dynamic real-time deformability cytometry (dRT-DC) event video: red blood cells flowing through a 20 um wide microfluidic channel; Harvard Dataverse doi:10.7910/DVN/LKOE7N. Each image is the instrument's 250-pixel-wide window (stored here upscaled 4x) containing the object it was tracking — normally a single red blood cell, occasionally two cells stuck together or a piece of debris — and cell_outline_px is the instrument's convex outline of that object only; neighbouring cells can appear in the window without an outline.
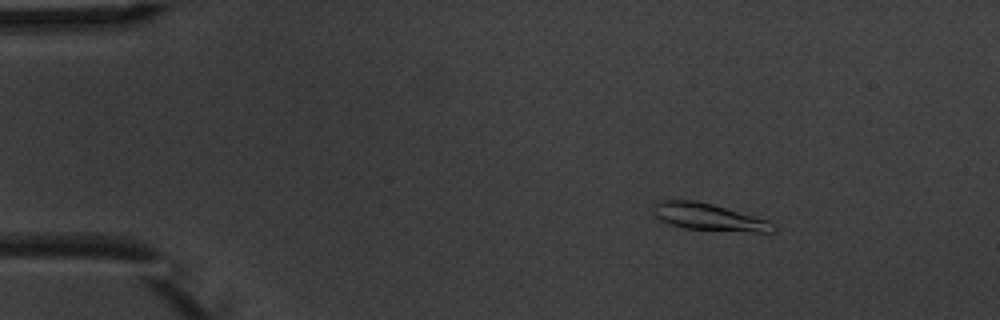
{"species": "common noctule bat (a hibernating species)", "species_latin": "Nyctalus noctula", "temperature_condition": "warm", "stored_images_in_passage": 5, "camera_frame_rate_fps": 3000, "um_per_image_px": 0.085, "animal": {"sex": "male", "body_mass_g": 20.1, "forearm_length_mm": 53.5}, "frame": {"image": 1, "passage_image": 3, "time_ms": 2.333, "image_size_px": [1000, 320], "cell_outline_px": [[776, 232], [752, 232], [684, 228], [668, 224], [660, 220], [656, 216], [652, 208], [652, 204], [656, 200], [696, 200], [712, 204], [768, 220], [776, 224]], "centroid_in_image_um": [60.22, 18.44], "position_along_channel_um": 24.8, "area_um2": 19.02}}